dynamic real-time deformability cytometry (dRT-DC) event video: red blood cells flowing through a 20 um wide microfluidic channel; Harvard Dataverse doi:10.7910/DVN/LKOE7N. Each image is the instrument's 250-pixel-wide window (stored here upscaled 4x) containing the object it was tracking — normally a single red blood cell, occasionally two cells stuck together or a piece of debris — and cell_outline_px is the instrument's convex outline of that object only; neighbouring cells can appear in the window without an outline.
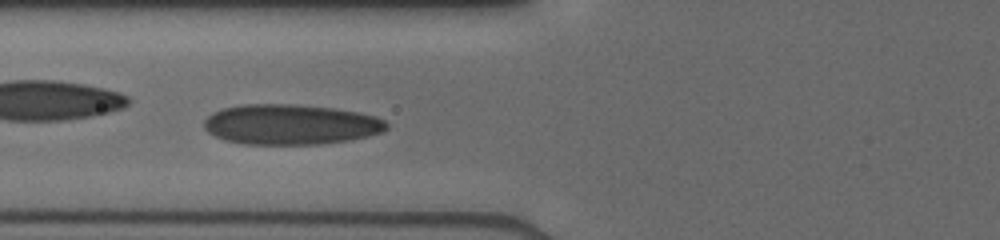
{"species": "human", "species_latin": "Homo sapiens", "temperature_condition": "cold", "stored_images_in_passage": 38, "camera_frame_rate_fps": 3000, "um_per_image_px": 0.085, "donor": {"sex": "male"}, "frame": {"image": 1, "passage_image": 8, "time_ms": 2.667, "image_size_px": [1000, 240], "cell_outline_px": [[388, 128], [384, 132], [368, 136], [348, 140], [320, 144], [244, 144], [224, 140], [208, 132], [204, 128], [204, 120], [212, 112], [224, 108], [244, 104], [296, 104], [332, 108], [360, 112], [376, 116], [384, 120], [388, 124]], "centroid_in_image_um": [24.72, 10.57], "position_along_channel_um": 101.1, "area_um2": 43.0}}
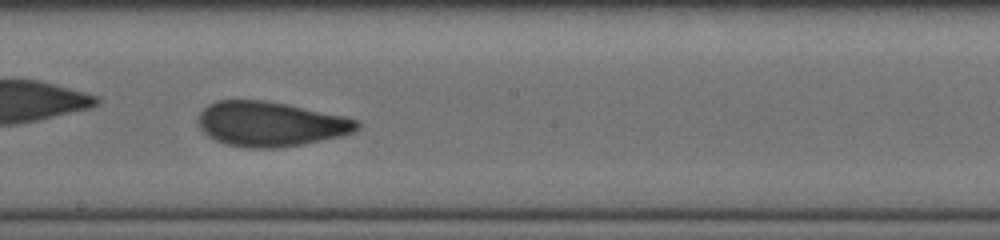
{"frame": {"image": 2, "passage_image": 16, "time_ms": 5.667, "image_size_px": [1000, 240], "cell_outline_px": [[360, 128], [352, 132], [340, 136], [304, 144], [276, 148], [248, 148], [228, 144], [216, 140], [208, 136], [200, 128], [200, 112], [208, 104], [216, 100], [264, 100], [288, 104], [344, 116], [360, 120]], "centroid_in_image_um": [23.02, 10.53], "position_along_channel_um": 225.2, "area_um2": 41.38}}
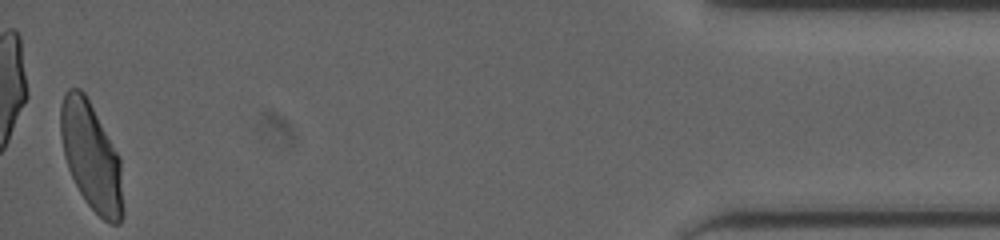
{"frame": {"image": 3, "passage_image": 37, "time_ms": 12.333, "image_size_px": [1000, 240], "cell_outline_px": [[124, 216], [120, 224], [108, 224], [84, 200], [68, 168], [64, 156], [60, 136], [60, 104], [64, 92], [68, 88], [80, 88], [84, 92], [120, 156], [124, 208]], "centroid_in_image_um": [7.77, 13.31], "position_along_channel_um": 427.4, "area_um2": 39.54}}